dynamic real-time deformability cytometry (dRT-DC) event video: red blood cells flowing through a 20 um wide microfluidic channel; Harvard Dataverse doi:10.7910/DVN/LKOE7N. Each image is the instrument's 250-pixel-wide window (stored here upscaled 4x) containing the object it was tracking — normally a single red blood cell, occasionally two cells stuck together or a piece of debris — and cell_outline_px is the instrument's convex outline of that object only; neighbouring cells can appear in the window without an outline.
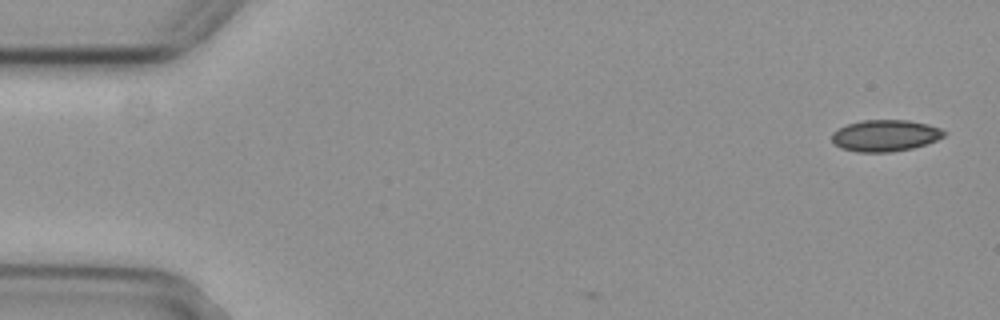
{"species": "common noctule bat (a hibernating species)", "species_latin": "Nyctalus noctula", "temperature_condition": "cold", "stored_images_in_passage": 3, "camera_frame_rate_fps": 3000, "um_per_image_px": 0.085, "animal": {"sex": "female", "body_mass_g": 29.2, "forearm_length_mm": 56.3}, "frame": {"image": 1, "passage_image": 1, "time_ms": 0.0, "image_size_px": [1000, 320], "cell_outline_px": [[948, 132], [944, 136], [936, 140], [912, 148], [892, 152], [856, 152], [840, 148], [832, 140], [832, 132], [848, 124], [860, 120], [908, 120], [928, 124], [940, 128]], "centroid_in_image_um": [75.25, 11.52], "position_along_channel_um": 9.8, "area_um2": 20.63}}